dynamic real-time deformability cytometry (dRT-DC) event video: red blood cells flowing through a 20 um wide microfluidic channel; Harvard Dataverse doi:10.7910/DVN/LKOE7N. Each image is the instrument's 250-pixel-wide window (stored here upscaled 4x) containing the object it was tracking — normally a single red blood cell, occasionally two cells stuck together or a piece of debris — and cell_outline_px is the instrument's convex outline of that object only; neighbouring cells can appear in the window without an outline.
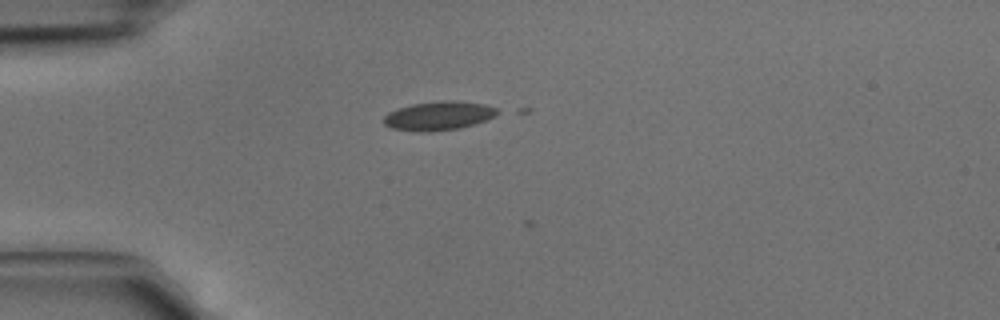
{"species": "common noctule bat (a hibernating species)", "species_latin": "Nyctalus noctula", "temperature_condition": "cold", "stored_images_in_passage": 3, "camera_frame_rate_fps": 3000, "um_per_image_px": 0.085, "animal": {"sex": "male", "body_mass_g": 15.6}, "frame": {"image": 1, "passage_image": 3, "time_ms": 0.667, "image_size_px": [1000, 320], "cell_outline_px": [[504, 112], [488, 120], [460, 128], [428, 132], [424, 132], [392, 128], [384, 124], [384, 116], [388, 112], [396, 108], [412, 104], [444, 100], [456, 100], [484, 104], [496, 108]], "centroid_in_image_um": [37.34, 9.83], "position_along_channel_um": 47.7, "area_um2": 19.36}}